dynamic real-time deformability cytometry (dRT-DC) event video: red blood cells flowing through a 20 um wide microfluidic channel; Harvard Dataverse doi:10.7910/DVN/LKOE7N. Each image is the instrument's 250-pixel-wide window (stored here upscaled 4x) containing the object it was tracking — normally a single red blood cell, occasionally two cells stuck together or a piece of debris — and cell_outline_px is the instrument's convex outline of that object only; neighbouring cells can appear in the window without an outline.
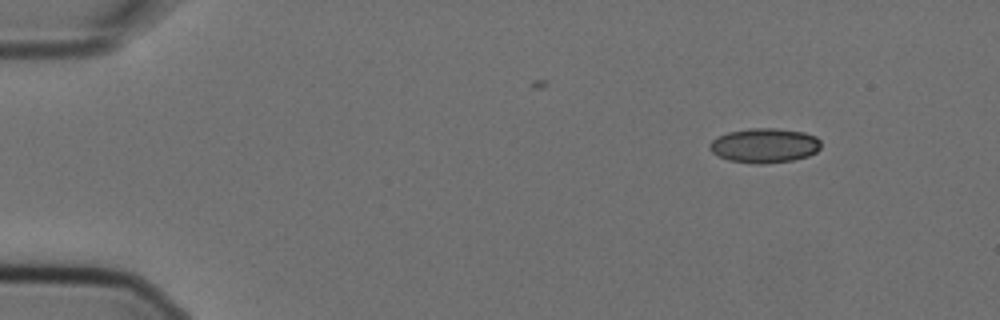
{"species": "Egyptian fruit bat (a non-hibernating species)", "species_latin": "Rousettus aegyptiacus", "temperature_condition": "cold", "stored_images_in_passage": 9, "camera_frame_rate_fps": 3000, "um_per_image_px": 0.085, "animal": {"sex": "female"}, "frame": {"image": 1, "passage_image": 1, "time_ms": 0.0, "image_size_px": [1000, 320], "cell_outline_px": [[820, 148], [816, 152], [808, 156], [792, 160], [760, 164], [756, 164], [728, 160], [712, 152], [708, 148], [708, 144], [716, 136], [728, 132], [748, 128], [776, 128], [804, 132], [816, 136], [820, 140]], "centroid_in_image_um": [64.96, 12.35], "position_along_channel_um": 20.0, "area_um2": 22.54}}
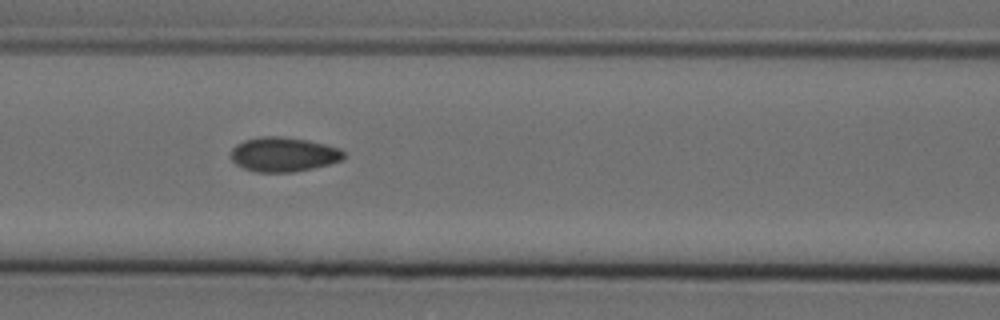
{"frame": {"image": 2, "passage_image": 6, "time_ms": 1.667, "image_size_px": [1000, 320], "cell_outline_px": [[344, 160], [312, 168], [292, 172], [256, 172], [244, 168], [236, 164], [232, 160], [232, 148], [236, 144], [244, 140], [260, 136], [280, 136], [308, 140], [340, 148], [344, 152]], "centroid_in_image_um": [24.1, 13.12], "position_along_channel_um": 142.5, "area_um2": 22.66}}
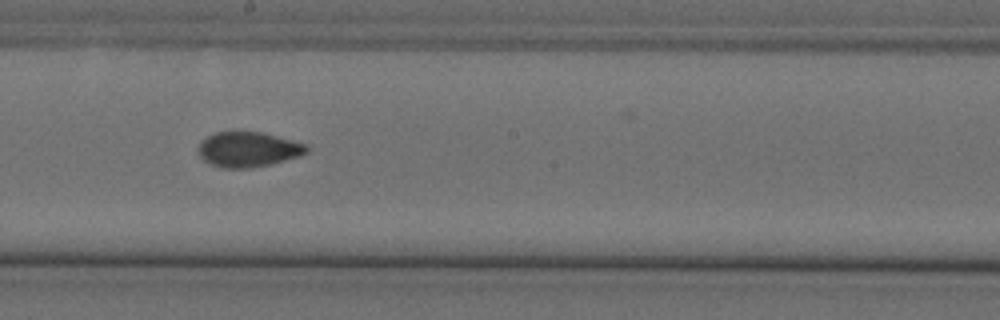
{"frame": {"image": 3, "passage_image": 8, "time_ms": 2.333, "image_size_px": [1000, 320], "cell_outline_px": [[308, 152], [300, 156], [268, 164], [248, 168], [224, 168], [212, 164], [204, 160], [200, 156], [196, 148], [200, 140], [216, 132], [264, 132], [308, 144]], "centroid_in_image_um": [21.09, 12.68], "position_along_channel_um": 227.1, "area_um2": 22.2}}